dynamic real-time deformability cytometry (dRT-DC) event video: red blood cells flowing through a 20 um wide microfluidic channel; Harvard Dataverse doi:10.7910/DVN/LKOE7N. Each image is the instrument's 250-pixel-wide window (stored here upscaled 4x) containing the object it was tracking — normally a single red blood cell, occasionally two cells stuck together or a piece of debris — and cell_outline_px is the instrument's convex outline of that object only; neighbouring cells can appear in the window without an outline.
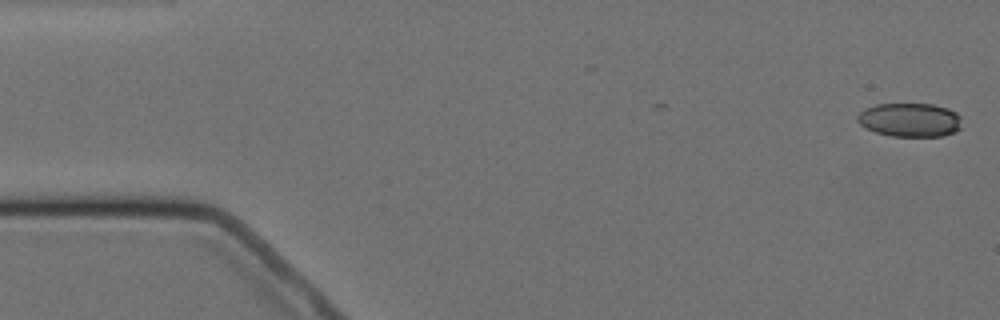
{"species": "Egyptian fruit bat (a non-hibernating species)", "species_latin": "Rousettus aegyptiacus", "temperature_condition": "cold", "stored_images_in_passage": 10, "camera_frame_rate_fps": 3000, "um_per_image_px": 0.085, "animal": {"sex": "female"}, "frame": {"image": 1, "passage_image": 1, "time_ms": 0.0, "image_size_px": [1000, 320], "cell_outline_px": [[960, 128], [956, 132], [944, 136], [892, 136], [876, 132], [864, 128], [856, 120], [856, 116], [864, 108], [876, 104], [932, 104], [948, 108], [956, 112], [960, 116]], "centroid_in_image_um": [77.32, 10.19], "position_along_channel_um": 7.7, "area_um2": 20.75}}
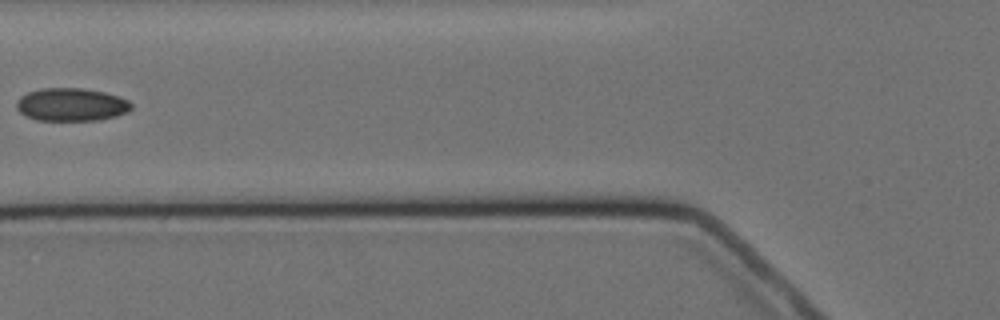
{"frame": {"image": 2, "passage_image": 6, "time_ms": 6.667, "image_size_px": [1000, 320], "cell_outline_px": [[132, 108], [128, 112], [116, 116], [96, 120], [36, 120], [24, 116], [16, 108], [16, 100], [20, 96], [28, 92], [40, 88], [80, 88], [104, 92], [120, 96], [128, 100], [132, 104]], "centroid_in_image_um": [6.05, 8.89], "position_along_channel_um": 119.8, "area_um2": 22.25}}
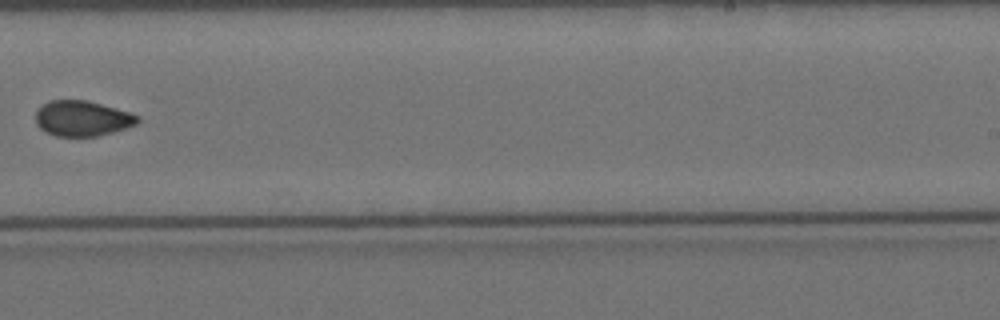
{"frame": {"image": 3, "passage_image": 10, "time_ms": 11.333, "image_size_px": [1000, 320], "cell_outline_px": [[140, 120], [136, 124], [112, 132], [96, 136], [56, 136], [44, 132], [36, 124], [36, 112], [48, 100], [84, 100], [116, 108], [140, 116]], "centroid_in_image_um": [6.97, 10.07], "position_along_channel_um": 282.0, "area_um2": 20.87}}